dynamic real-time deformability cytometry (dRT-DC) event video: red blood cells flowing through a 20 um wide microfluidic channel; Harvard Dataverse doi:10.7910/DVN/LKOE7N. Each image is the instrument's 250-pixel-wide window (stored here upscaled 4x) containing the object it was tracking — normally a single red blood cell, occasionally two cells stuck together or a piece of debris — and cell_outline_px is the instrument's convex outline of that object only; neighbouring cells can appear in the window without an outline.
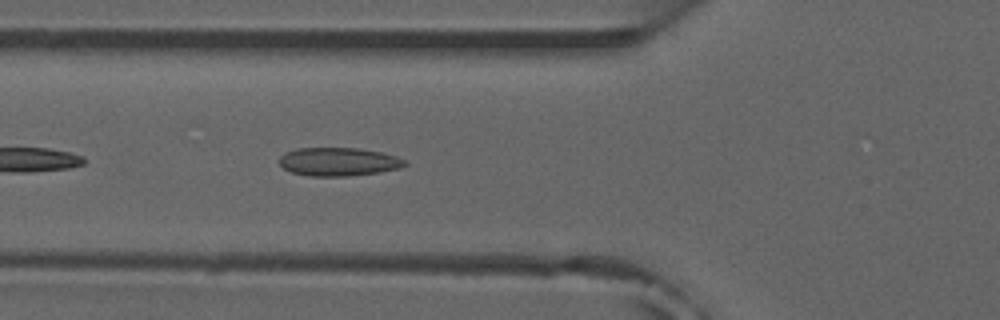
{"species": "common noctule bat (a hibernating species)", "species_latin": "Nyctalus noctula", "temperature_condition": "room temperature", "stored_images_in_passage": 14, "camera_frame_rate_fps": 3000, "um_per_image_px": 0.085, "animal": {"sex": "male", "forearm_length_mm": 52.5}, "frame": {"image": 1, "passage_image": 5, "time_ms": 1.333, "image_size_px": [1000, 320], "cell_outline_px": [[408, 164], [400, 168], [380, 172], [348, 176], [312, 176], [292, 172], [284, 168], [280, 164], [280, 156], [284, 152], [296, 148], [360, 148], [380, 152], [396, 156], [408, 160]], "centroid_in_image_um": [28.81, 13.74], "position_along_channel_um": 97.0, "area_um2": 20.87}}
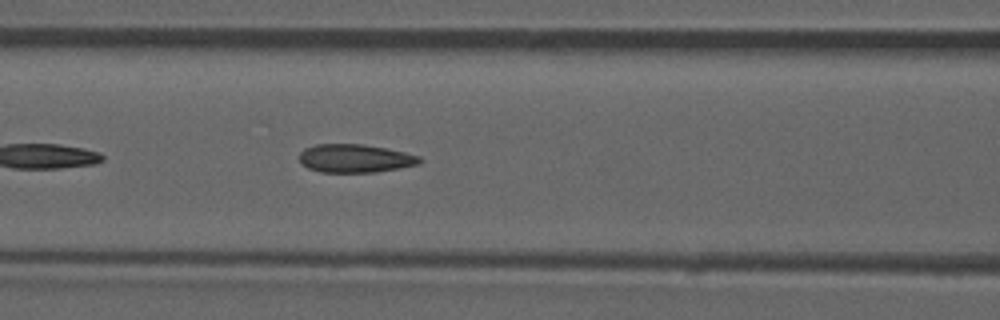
{"frame": {"image": 2, "passage_image": 8, "time_ms": 2.333, "image_size_px": [1000, 320], "cell_outline_px": [[424, 160], [420, 164], [400, 168], [376, 172], [320, 172], [308, 168], [300, 164], [300, 152], [304, 148], [316, 144], [360, 144], [384, 148], [404, 152], [420, 156]], "centroid_in_image_um": [30.18, 13.47], "position_along_channel_um": 136.4, "area_um2": 19.94}}